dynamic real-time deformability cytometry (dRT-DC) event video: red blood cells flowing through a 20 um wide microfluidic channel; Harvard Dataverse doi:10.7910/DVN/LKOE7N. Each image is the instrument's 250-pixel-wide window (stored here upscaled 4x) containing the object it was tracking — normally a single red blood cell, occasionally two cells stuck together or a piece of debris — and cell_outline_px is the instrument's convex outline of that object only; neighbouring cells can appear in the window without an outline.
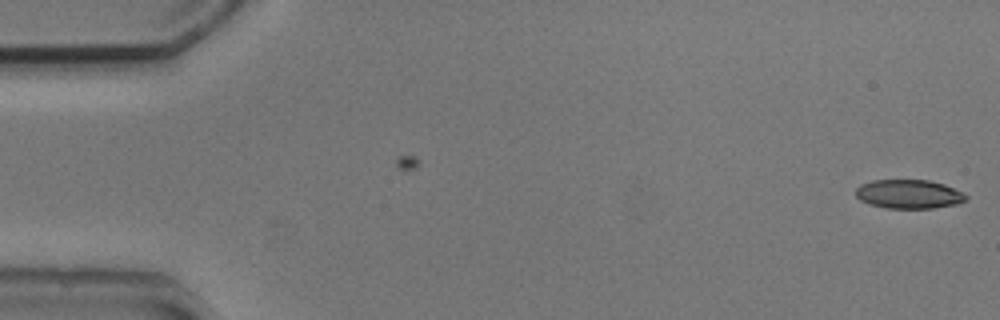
{"species": "common noctule bat (a hibernating species)", "species_latin": "Nyctalus noctula", "temperature_condition": "cold", "stored_images_in_passage": 53, "camera_frame_rate_fps": 3000, "um_per_image_px": 0.085, "animal": {"sex": "male", "body_mass_g": 20.5, "forearm_length_mm": 52.5}, "frame": {"image": 1, "passage_image": 1, "time_ms": 0.0, "image_size_px": [1000, 320], "cell_outline_px": [[968, 196], [964, 200], [956, 204], [932, 208], [884, 208], [868, 204], [860, 200], [856, 196], [856, 188], [860, 184], [872, 180], [928, 180], [944, 184], [964, 192]], "centroid_in_image_um": [77.23, 16.49], "position_along_channel_um": 7.8, "area_um2": 18.67}}
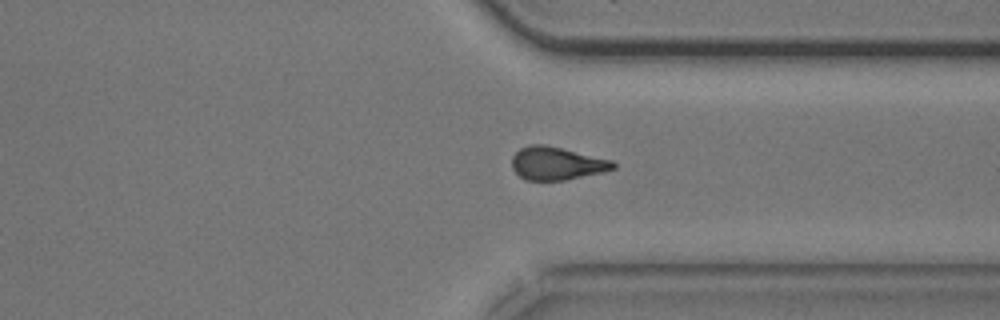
{"frame": {"image": 2, "passage_image": 40, "time_ms": 13.0, "image_size_px": [1000, 320], "cell_outline_px": [[616, 168], [604, 172], [564, 180], [524, 180], [512, 168], [512, 156], [520, 148], [528, 144], [544, 144], [612, 160], [616, 164]], "centroid_in_image_um": [47.31, 13.89], "position_along_channel_um": 364.1, "area_um2": 19.48}}
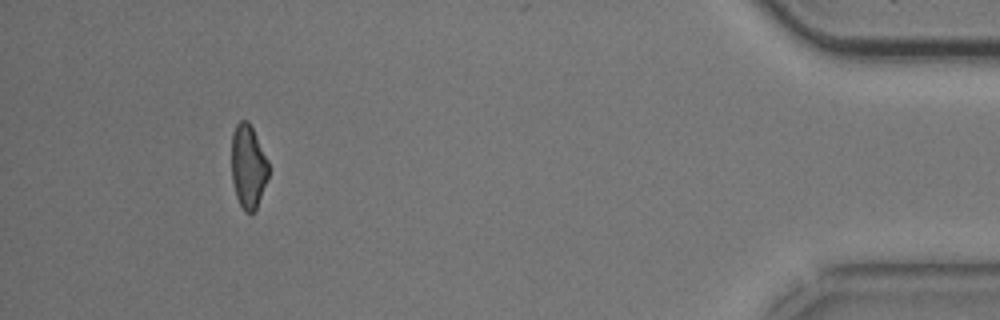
{"frame": {"image": 3, "passage_image": 49, "time_ms": 16.0, "image_size_px": [1000, 320], "cell_outline_px": [[268, 176], [256, 212], [244, 212], [236, 196], [232, 180], [232, 132], [236, 124], [240, 120], [248, 120], [268, 160]], "centroid_in_image_um": [21.09, 14.16], "position_along_channel_um": 414.1, "area_um2": 18.03}, "authors_computed_cell_mechanics": {"area_um2": 19.7098, "velocity_mm_per_s": 3.796, "shape_relaxation_time_tau1_ms": 4.0257, "shape_relaxation_time_tau2_ms": 4.5887, "deformation_change_tau1": 0.123, "deformation_change_tau2": 0.1153}}